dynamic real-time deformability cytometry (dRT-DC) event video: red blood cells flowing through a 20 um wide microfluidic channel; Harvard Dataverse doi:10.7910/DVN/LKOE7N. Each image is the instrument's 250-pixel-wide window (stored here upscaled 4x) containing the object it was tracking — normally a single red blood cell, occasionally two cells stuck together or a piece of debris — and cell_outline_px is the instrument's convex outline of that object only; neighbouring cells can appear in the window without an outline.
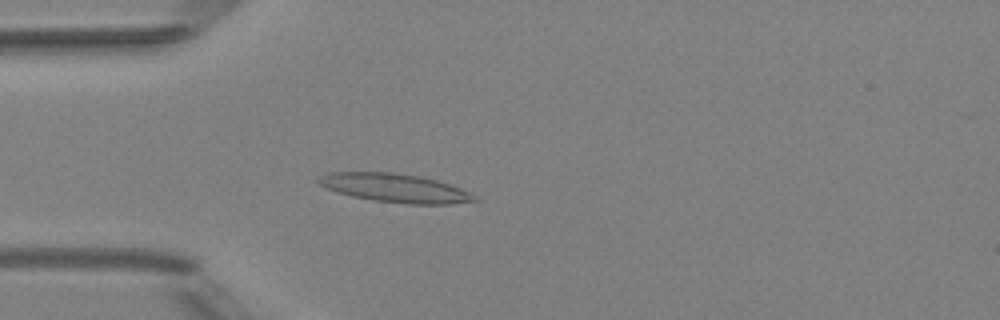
{"species": "Egyptian fruit bat (a non-hibernating species)", "species_latin": "Rousettus aegyptiacus", "temperature_condition": "room temperature", "stored_images_in_passage": 4, "camera_frame_rate_fps": 3000, "um_per_image_px": 0.085, "animal": {"sex": "female"}, "frame": {"image": 1, "passage_image": 4, "time_ms": 4.333, "image_size_px": [1000, 320], "cell_outline_px": [[480, 200], [448, 204], [408, 204], [372, 200], [352, 196], [328, 188], [320, 184], [316, 180], [320, 176], [328, 172], [392, 172], [420, 176], [436, 180], [460, 188], [476, 196]], "centroid_in_image_um": [33.58, 15.98], "position_along_channel_um": 51.4, "area_um2": 25.78}}